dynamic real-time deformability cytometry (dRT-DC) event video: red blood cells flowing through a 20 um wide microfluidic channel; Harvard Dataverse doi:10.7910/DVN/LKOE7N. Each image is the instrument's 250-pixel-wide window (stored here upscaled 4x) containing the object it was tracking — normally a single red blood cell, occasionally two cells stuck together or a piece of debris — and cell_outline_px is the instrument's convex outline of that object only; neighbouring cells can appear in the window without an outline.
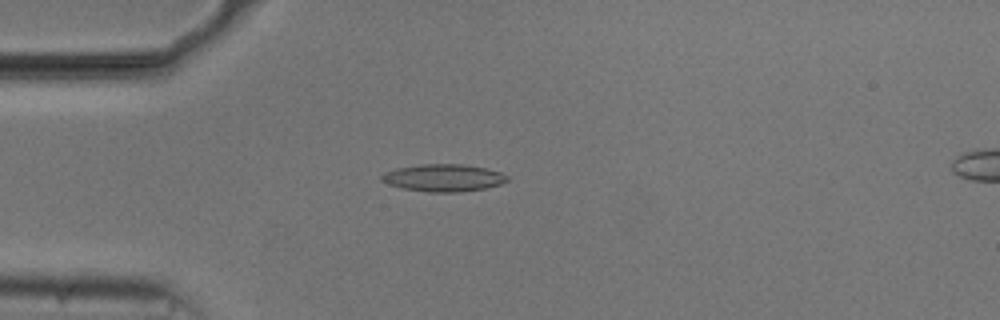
{"species": "common noctule bat (a hibernating species)", "species_latin": "Nyctalus noctula", "temperature_condition": "cold", "stored_images_in_passage": 10, "camera_frame_rate_fps": 3000, "um_per_image_px": 0.085, "animal": {"sex": "male", "body_mass_g": 20.5, "forearm_length_mm": 52.5}, "frame": {"image": 1, "passage_image": 4, "time_ms": 1.0, "image_size_px": [1000, 320], "cell_outline_px": [[508, 180], [500, 184], [484, 188], [460, 192], [428, 192], [400, 188], [388, 184], [380, 180], [380, 176], [396, 168], [420, 164], [464, 164], [484, 168], [500, 172], [508, 176]], "centroid_in_image_um": [37.67, 15.12], "position_along_channel_um": 47.3, "area_um2": 19.94}}
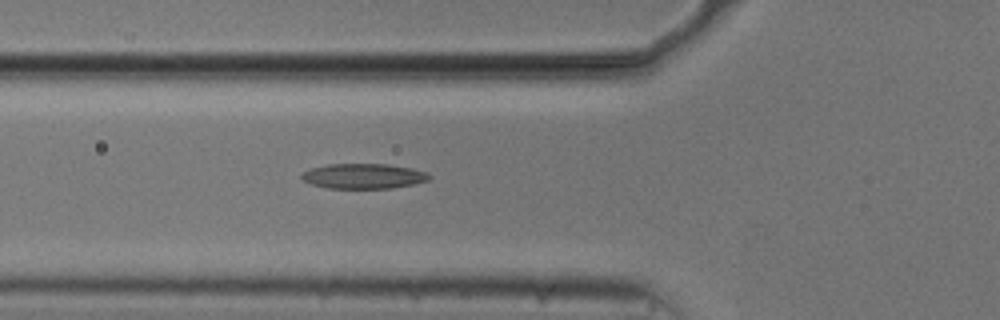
{"frame": {"image": 2, "passage_image": 9, "time_ms": 2.667, "image_size_px": [1000, 320], "cell_outline_px": [[432, 176], [428, 180], [416, 184], [392, 188], [328, 188], [312, 184], [304, 180], [300, 176], [304, 172], [312, 168], [328, 164], [388, 164], [412, 168], [428, 172]], "centroid_in_image_um": [30.96, 14.97], "position_along_channel_um": 94.8, "area_um2": 18.67}}